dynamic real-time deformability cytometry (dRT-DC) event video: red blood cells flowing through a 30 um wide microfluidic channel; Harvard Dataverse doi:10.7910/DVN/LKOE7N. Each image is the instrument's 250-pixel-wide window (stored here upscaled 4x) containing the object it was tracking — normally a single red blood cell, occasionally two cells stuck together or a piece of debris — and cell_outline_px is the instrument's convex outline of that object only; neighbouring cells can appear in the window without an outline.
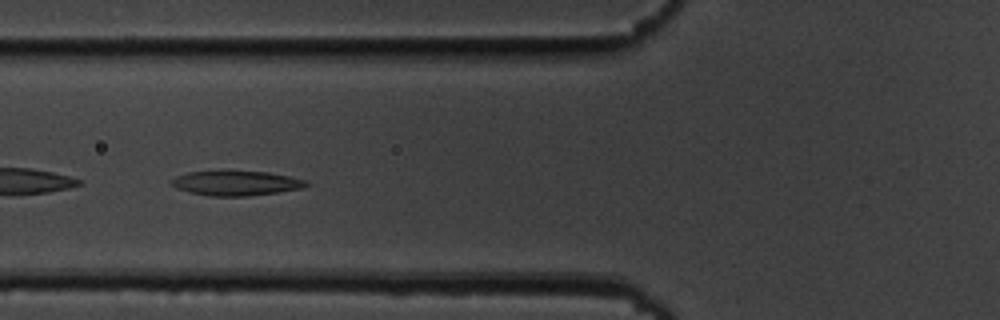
{"species": "common noctule bat (a hibernating species)", "species_latin": "Nyctalus noctula", "temperature_condition": "cold", "stored_images_in_passage": 44, "camera_frame_rate_fps": 3000, "um_per_image_px": 0.085, "animal": {"sex": "male", "body_mass_g": 19.5, "forearm_length_mm": 54.6}, "frame": {"image": 1, "passage_image": 13, "time_ms": 4.0, "image_size_px": [1000, 320], "cell_outline_px": [[312, 184], [300, 188], [280, 192], [248, 196], [212, 196], [188, 192], [176, 188], [168, 184], [168, 180], [176, 176], [188, 172], [268, 172], [308, 180]], "centroid_in_image_um": [20.05, 15.58], "position_along_channel_um": 105.7, "area_um2": 19.36}}
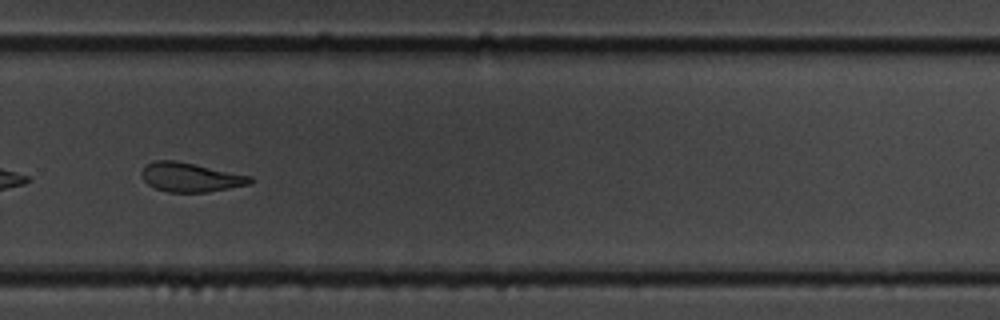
{"frame": {"image": 2, "passage_image": 30, "time_ms": 9.667, "image_size_px": [1000, 320], "cell_outline_px": [[256, 180], [248, 184], [208, 192], [168, 192], [156, 188], [148, 184], [140, 176], [140, 172], [144, 164], [156, 160], [176, 160], [252, 176]], "centroid_in_image_um": [16.16, 15.05], "position_along_channel_um": 313.6, "area_um2": 18.55}}
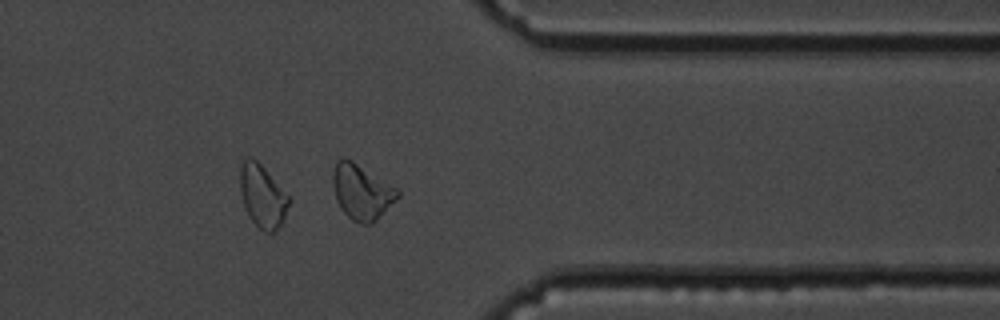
{"frame": {"image": 3, "passage_image": 36, "time_ms": 11.667, "image_size_px": [1000, 320], "cell_outline_px": [[400, 196], [372, 224], [360, 224], [352, 220], [340, 208], [336, 200], [332, 184], [332, 176], [336, 160], [340, 156], [352, 160], [396, 188], [400, 192]], "centroid_in_image_um": [30.71, 16.3], "position_along_channel_um": 380.7, "area_um2": 20.81}, "authors_computed_cell_mechanics": {"area_um2": 20.1144, "velocity_mm_per_s": 3.6755, "shape_relaxation_time_tau1_ms": 7.3946, "shape_relaxation_time_tau2_ms": 5.1565, "deformation_change_tau1": 0.1889, "deformation_change_tau2": 0.1352}}